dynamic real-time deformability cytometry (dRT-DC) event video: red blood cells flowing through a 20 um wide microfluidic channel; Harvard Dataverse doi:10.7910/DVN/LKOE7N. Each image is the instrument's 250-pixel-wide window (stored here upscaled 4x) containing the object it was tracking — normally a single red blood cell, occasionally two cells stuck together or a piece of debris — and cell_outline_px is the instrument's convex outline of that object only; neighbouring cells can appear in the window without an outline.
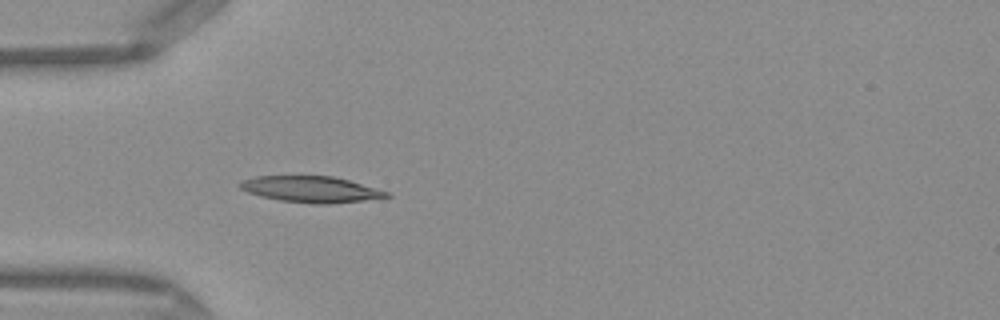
{"species": "Egyptian fruit bat (a non-hibernating species)", "species_latin": "Rousettus aegyptiacus", "temperature_condition": "warm", "stored_images_in_passage": 35, "camera_frame_rate_fps": 3000, "um_per_image_px": 0.085, "frame": {"image": 1, "passage_image": 1, "time_ms": 0.0, "image_size_px": [1000, 320], "cell_outline_px": [[392, 196], [332, 204], [312, 204], [280, 200], [260, 196], [248, 192], [240, 188], [236, 184], [240, 180], [256, 176], [332, 176], [348, 180], [388, 192]], "centroid_in_image_um": [26.36, 16.09], "position_along_channel_um": 58.6, "area_um2": 22.25}}
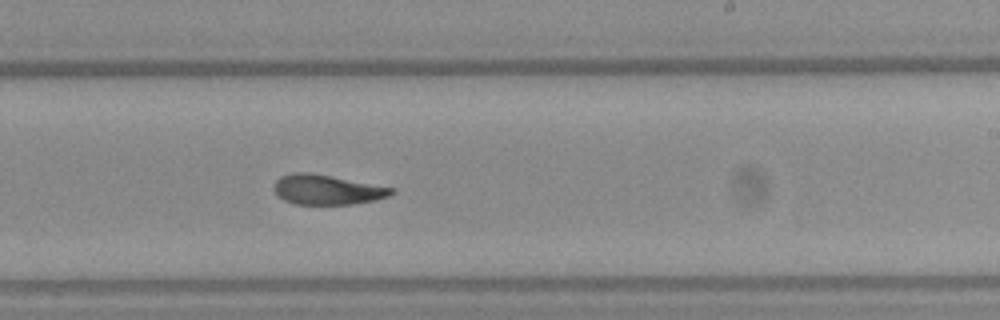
{"frame": {"image": 2, "passage_image": 16, "time_ms": 5.0, "image_size_px": [1000, 320], "cell_outline_px": [[396, 192], [388, 196], [376, 200], [352, 204], [296, 204], [284, 200], [276, 196], [276, 180], [280, 176], [292, 172], [308, 172], [396, 188]], "centroid_in_image_um": [27.82, 16.12], "position_along_channel_um": 261.2, "area_um2": 20.35}}
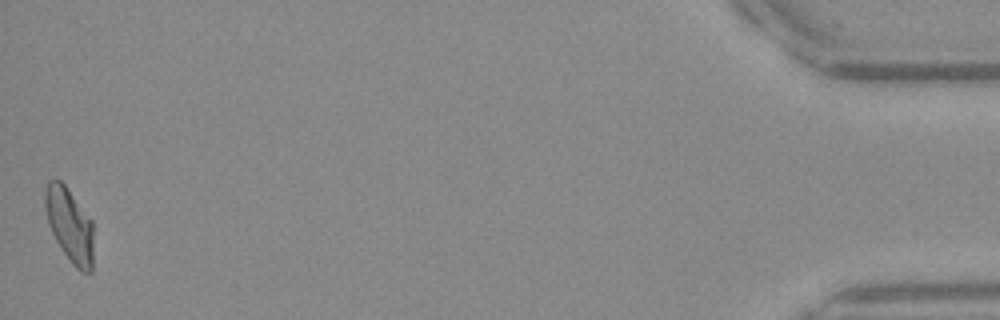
{"frame": {"image": 3, "passage_image": 35, "time_ms": 11.333, "image_size_px": [1000, 320], "cell_outline_px": [[92, 272], [80, 272], [72, 264], [60, 248], [48, 224], [44, 208], [44, 188], [48, 180], [60, 180], [64, 184], [92, 220]], "centroid_in_image_um": [5.88, 19.11], "position_along_channel_um": 429.3, "area_um2": 20.92}, "authors_computed_cell_mechanics": {"area_um2": 20.9814, "velocity_mm_per_s": 4.1291, "shape_relaxation_time_tau1_ms": null, "shape_relaxation_time_tau2_ms": 2.1803, "deformation_change_tau1": null, "deformation_change_tau2": 0.0902}}